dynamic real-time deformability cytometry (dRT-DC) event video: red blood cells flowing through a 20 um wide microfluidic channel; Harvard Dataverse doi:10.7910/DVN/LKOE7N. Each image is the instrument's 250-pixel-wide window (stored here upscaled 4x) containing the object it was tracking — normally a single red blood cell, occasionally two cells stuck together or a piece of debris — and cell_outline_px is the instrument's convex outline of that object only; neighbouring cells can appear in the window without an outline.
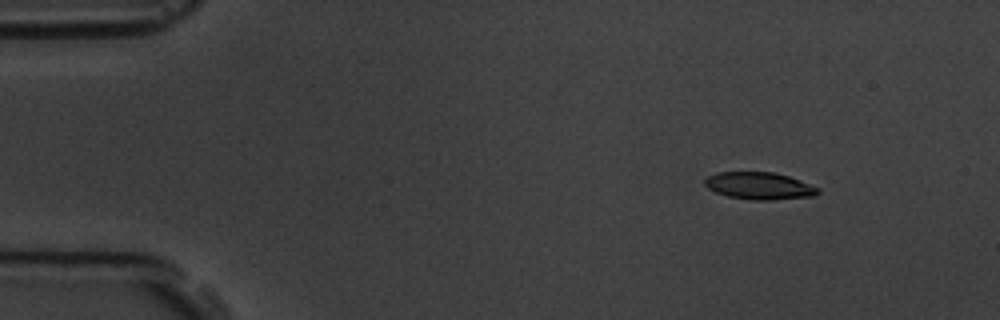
{"species": "common noctule bat (a hibernating species)", "species_latin": "Nyctalus noctula", "temperature_condition": "room temperature", "stored_images_in_passage": 5, "camera_frame_rate_fps": 3000, "um_per_image_px": 0.085, "animal": {"sex": "male", "body_mass_g": 19.5, "forearm_length_mm": 54.6}, "frame": {"image": 1, "passage_image": 2, "time_ms": 1.333, "image_size_px": [1000, 320], "cell_outline_px": [[820, 192], [816, 196], [772, 200], [752, 200], [728, 196], [716, 192], [708, 188], [704, 184], [704, 180], [708, 176], [716, 172], [772, 172], [788, 176], [800, 180], [820, 188]], "centroid_in_image_um": [64.56, 15.8], "position_along_channel_um": 20.4, "area_um2": 18.03}}
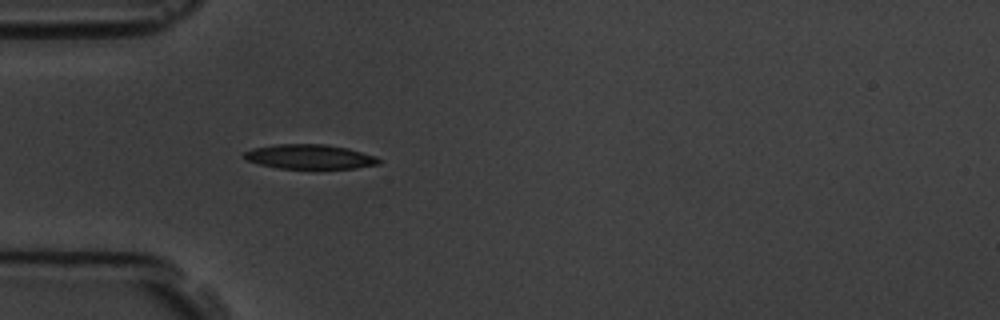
{"frame": {"image": 2, "passage_image": 5, "time_ms": 4.667, "image_size_px": [1000, 320], "cell_outline_px": [[384, 160], [380, 164], [356, 168], [280, 168], [260, 164], [248, 160], [244, 156], [244, 152], [252, 148], [276, 144], [324, 144], [348, 148], [376, 156]], "centroid_in_image_um": [26.38, 13.31], "position_along_channel_um": 58.6, "area_um2": 19.19}}